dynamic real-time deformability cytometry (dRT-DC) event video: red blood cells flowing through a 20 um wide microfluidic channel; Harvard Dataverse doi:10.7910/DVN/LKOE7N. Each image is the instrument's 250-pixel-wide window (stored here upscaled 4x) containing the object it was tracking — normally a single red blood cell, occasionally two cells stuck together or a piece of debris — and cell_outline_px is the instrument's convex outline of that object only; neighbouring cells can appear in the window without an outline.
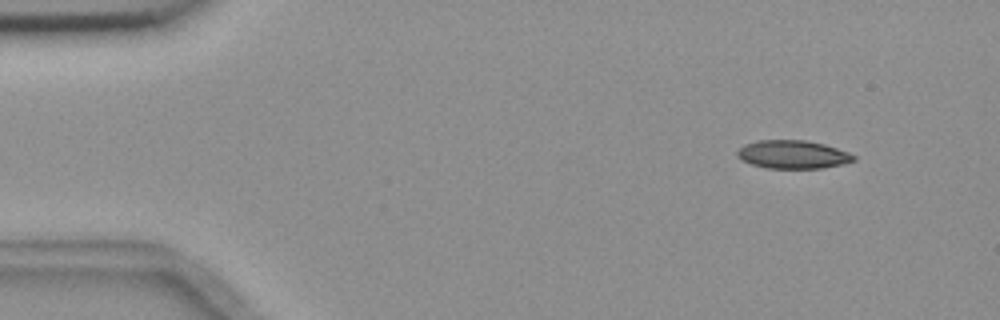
{"species": "common noctule bat (a hibernating species)", "species_latin": "Nyctalus noctula", "temperature_condition": "room temperature", "stored_images_in_passage": 5, "camera_frame_rate_fps": 3000, "um_per_image_px": 0.085, "animal": {"sex": "female", "body_mass_g": 18.4}, "frame": {"image": 1, "passage_image": 2, "time_ms": 1.0, "image_size_px": [1000, 320], "cell_outline_px": [[856, 160], [824, 168], [764, 168], [752, 164], [736, 156], [736, 152], [744, 144], [756, 140], [804, 140], [824, 144], [848, 152], [856, 156]], "centroid_in_image_um": [67.37, 13.12], "position_along_channel_um": 17.6, "area_um2": 19.13}}
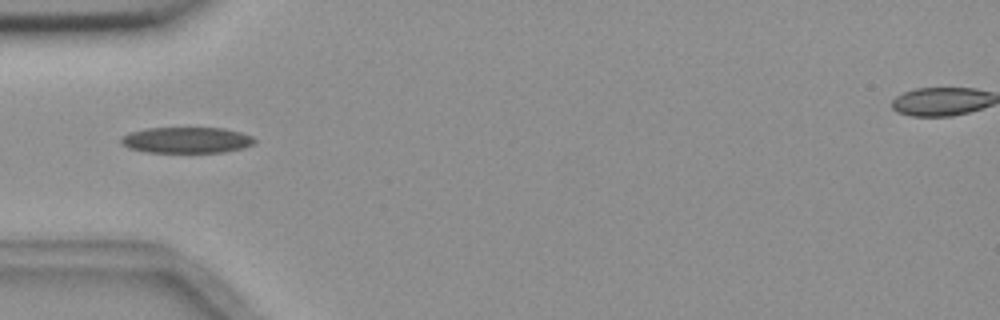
{"frame": {"image": 2, "passage_image": 5, "time_ms": 5.0, "image_size_px": [1000, 320], "cell_outline_px": [[256, 140], [252, 144], [244, 148], [224, 152], [148, 152], [128, 148], [120, 144], [120, 136], [128, 132], [144, 128], [224, 128], [240, 132], [252, 136]], "centroid_in_image_um": [15.81, 11.9], "position_along_channel_um": 69.2, "area_um2": 20.4}}